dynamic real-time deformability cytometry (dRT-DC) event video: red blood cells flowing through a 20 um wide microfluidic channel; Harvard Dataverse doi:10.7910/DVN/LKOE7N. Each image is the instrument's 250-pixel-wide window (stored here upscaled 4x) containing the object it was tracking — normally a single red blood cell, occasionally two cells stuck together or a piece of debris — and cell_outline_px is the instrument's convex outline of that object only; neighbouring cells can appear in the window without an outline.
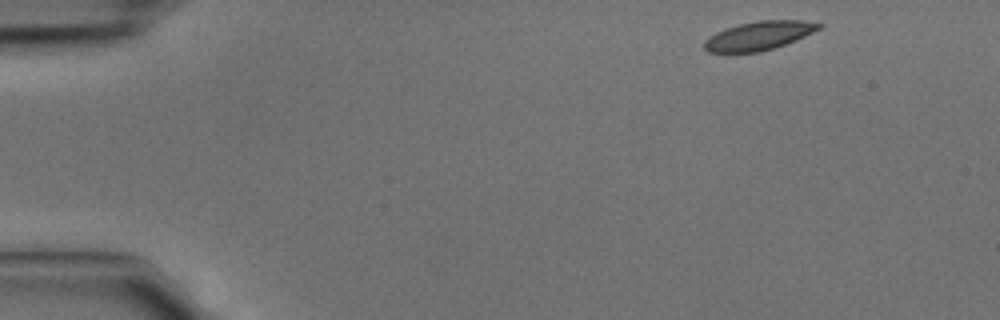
{"species": "common noctule bat (a hibernating species)", "species_latin": "Nyctalus noctula", "temperature_condition": "cold", "stored_images_in_passage": 3, "camera_frame_rate_fps": 3000, "um_per_image_px": 0.085, "animal": {"sex": "male", "body_mass_g": 15.6}, "frame": {"image": 1, "passage_image": 1, "time_ms": 0.0, "image_size_px": [1000, 320], "cell_outline_px": [[824, 24], [820, 28], [796, 40], [760, 52], [708, 52], [704, 48], [704, 40], [716, 32], [724, 28], [740, 24], [760, 20], [804, 20]], "centroid_in_image_um": [64.5, 3.02], "position_along_channel_um": 20.5, "area_um2": 19.02}}